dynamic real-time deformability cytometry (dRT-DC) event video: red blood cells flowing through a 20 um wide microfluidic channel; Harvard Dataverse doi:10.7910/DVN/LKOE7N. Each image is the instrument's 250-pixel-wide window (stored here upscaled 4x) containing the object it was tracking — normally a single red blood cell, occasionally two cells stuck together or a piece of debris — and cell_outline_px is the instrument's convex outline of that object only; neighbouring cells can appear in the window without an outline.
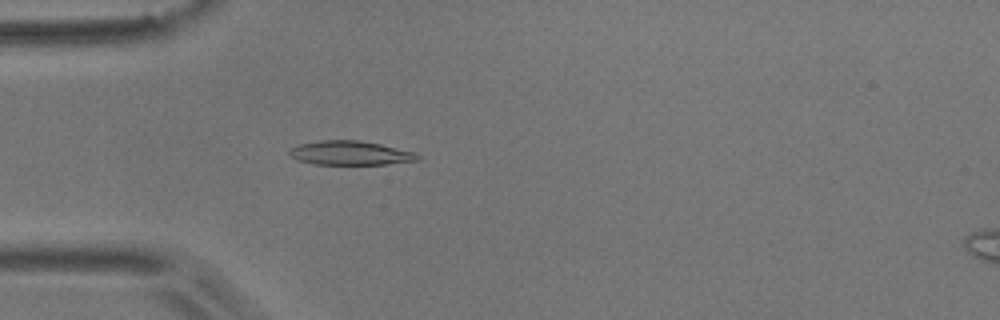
{"species": "common noctule bat (a hibernating species)", "species_latin": "Nyctalus noctula", "temperature_condition": "room temperature", "stored_images_in_passage": 53, "camera_frame_rate_fps": 3000, "um_per_image_px": 0.085, "animal": {"sex": "male", "body_mass_g": 17.9}, "frame": {"image": 1, "passage_image": 15, "time_ms": 4.667, "image_size_px": [1000, 320], "cell_outline_px": [[420, 160], [384, 164], [316, 164], [296, 160], [288, 152], [292, 148], [300, 144], [320, 140], [360, 140], [380, 144], [416, 152], [420, 156]], "centroid_in_image_um": [29.8, 13.0], "position_along_channel_um": 55.2, "area_um2": 17.92}}
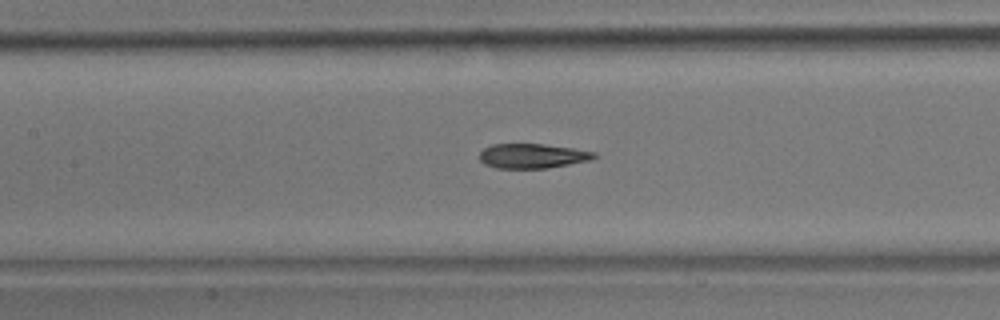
{"frame": {"image": 2, "passage_image": 24, "time_ms": 7.667, "image_size_px": [1000, 320], "cell_outline_px": [[596, 156], [592, 160], [544, 168], [496, 168], [484, 164], [480, 160], [480, 152], [484, 148], [492, 144], [544, 144], [572, 148], [596, 152]], "centroid_in_image_um": [45.24, 13.25], "position_along_channel_um": 162.2, "area_um2": 16.36}}
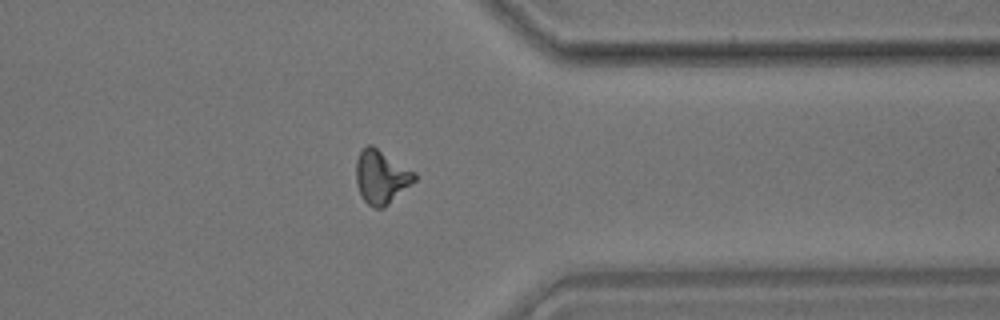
{"frame": {"image": 3, "passage_image": 42, "time_ms": 13.667, "image_size_px": [1000, 320], "cell_outline_px": [[416, 180], [384, 208], [376, 208], [368, 204], [364, 200], [360, 192], [356, 180], [356, 160], [360, 152], [368, 144], [372, 144], [416, 172]], "centroid_in_image_um": [32.42, 15.02], "position_along_channel_um": 379.0, "area_um2": 18.21}, "authors_computed_cell_mechanics": {"area_um2": 17.6868, "velocity_mm_per_s": 3.7389, "shape_relaxation_time_tau1_ms": 5.8198, "shape_relaxation_time_tau2_ms": 3.578, "deformation_change_tau1": 0.1876, "deformation_change_tau2": 0.1025}}